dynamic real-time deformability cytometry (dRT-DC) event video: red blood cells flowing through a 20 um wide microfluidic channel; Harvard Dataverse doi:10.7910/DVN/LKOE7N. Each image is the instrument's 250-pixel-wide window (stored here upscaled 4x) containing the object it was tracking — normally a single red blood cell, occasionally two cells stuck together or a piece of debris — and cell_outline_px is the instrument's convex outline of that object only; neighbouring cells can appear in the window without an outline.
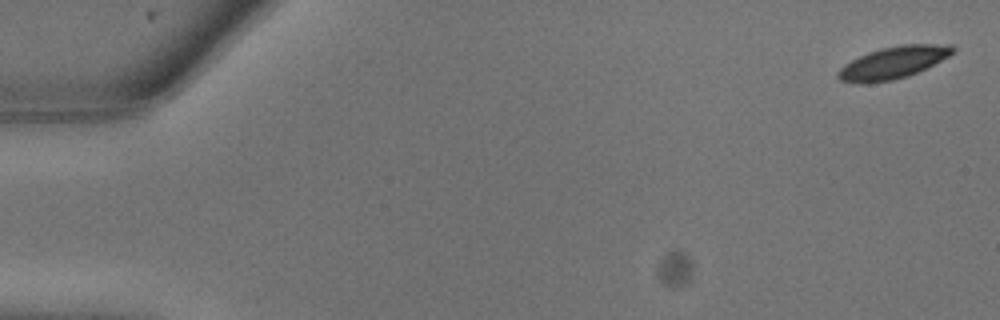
{"species": "common noctule bat (a hibernating species)", "species_latin": "Nyctalus noctula", "temperature_condition": "warm", "stored_images_in_passage": 25, "camera_frame_rate_fps": 3000, "um_per_image_px": 0.085, "animal": {"sex": "male", "body_mass_g": 13.3}, "frame": {"image": 1, "passage_image": 1, "time_ms": 0.0, "image_size_px": [1000, 320], "cell_outline_px": [[956, 52], [908, 76], [892, 80], [868, 84], [860, 84], [840, 80], [836, 76], [836, 72], [844, 64], [868, 52], [880, 48], [904, 44], [952, 44], [956, 48]], "centroid_in_image_um": [75.89, 5.32], "position_along_channel_um": 9.1, "area_um2": 21.5}}
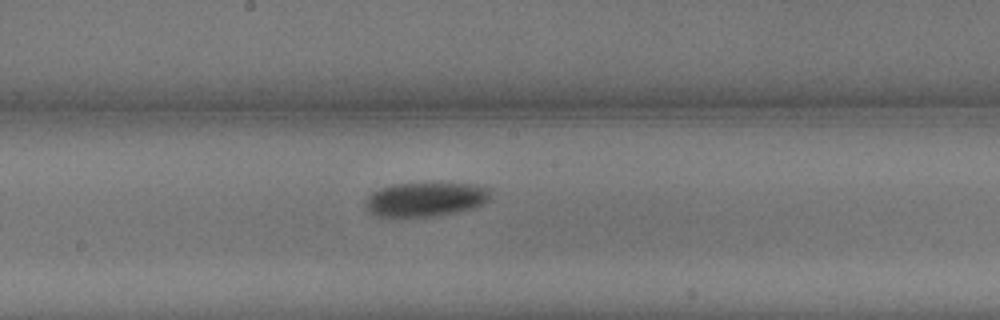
{"frame": {"image": 2, "passage_image": 14, "time_ms": 4.333, "image_size_px": [1000, 320], "cell_outline_px": [[492, 192], [488, 200], [484, 204], [472, 208], [456, 212], [428, 216], [376, 216], [368, 212], [364, 204], [364, 200], [372, 192], [380, 188], [392, 184], [436, 180], [440, 180], [476, 184], [492, 188]], "centroid_in_image_um": [36.21, 16.87], "position_along_channel_um": 212.0, "area_um2": 26.13}}
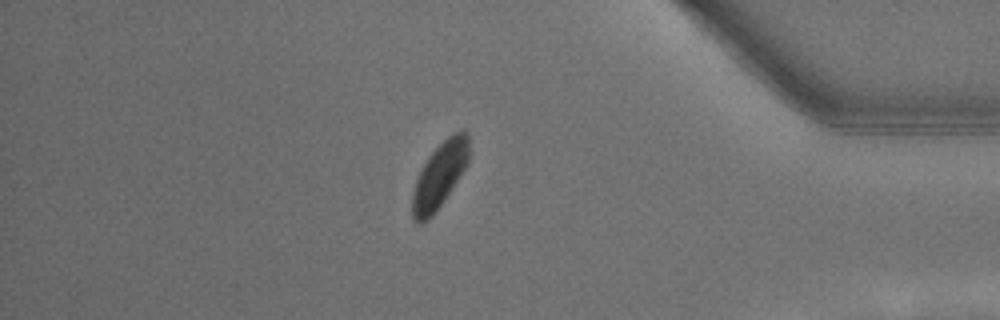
{"frame": {"image": 3, "passage_image": 22, "time_ms": 7.0, "image_size_px": [1000, 320], "cell_outline_px": [[468, 160], [464, 168], [444, 200], [432, 216], [428, 220], [420, 224], [412, 220], [412, 192], [416, 180], [428, 156], [452, 132], [464, 128], [468, 132]], "centroid_in_image_um": [37.34, 14.9], "position_along_channel_um": 397.9, "area_um2": 21.39}}